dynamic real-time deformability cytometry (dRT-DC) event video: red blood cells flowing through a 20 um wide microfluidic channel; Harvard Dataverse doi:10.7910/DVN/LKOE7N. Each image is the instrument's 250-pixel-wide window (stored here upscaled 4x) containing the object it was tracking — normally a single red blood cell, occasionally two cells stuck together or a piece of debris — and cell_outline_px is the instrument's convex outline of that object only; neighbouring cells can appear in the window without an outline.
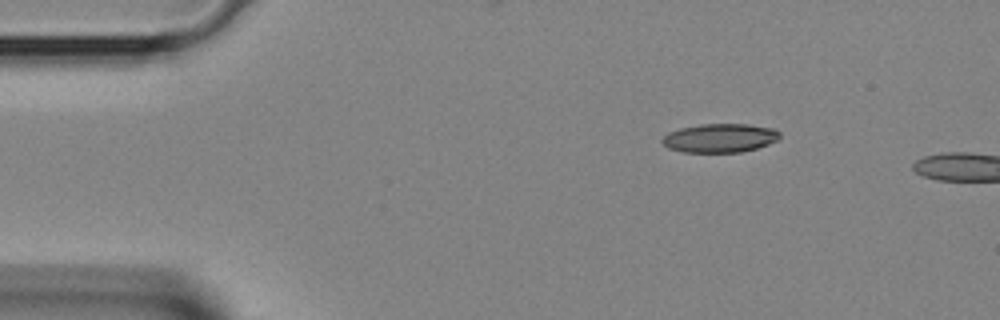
{"species": "Egyptian fruit bat (a non-hibernating species)", "species_latin": "Rousettus aegyptiacus", "temperature_condition": "room temperature", "stored_images_in_passage": 3, "camera_frame_rate_fps": 3000, "um_per_image_px": 0.085, "animal": {"sex": "female"}, "frame": {"image": 1, "passage_image": 1, "time_ms": 0.0, "image_size_px": [1000, 320], "cell_outline_px": [[780, 136], [776, 140], [768, 144], [756, 148], [740, 152], [684, 152], [668, 148], [660, 140], [668, 132], [680, 128], [700, 124], [748, 124], [776, 128], [780, 132]], "centroid_in_image_um": [61.19, 11.72], "position_along_channel_um": 23.8, "area_um2": 19.77}}